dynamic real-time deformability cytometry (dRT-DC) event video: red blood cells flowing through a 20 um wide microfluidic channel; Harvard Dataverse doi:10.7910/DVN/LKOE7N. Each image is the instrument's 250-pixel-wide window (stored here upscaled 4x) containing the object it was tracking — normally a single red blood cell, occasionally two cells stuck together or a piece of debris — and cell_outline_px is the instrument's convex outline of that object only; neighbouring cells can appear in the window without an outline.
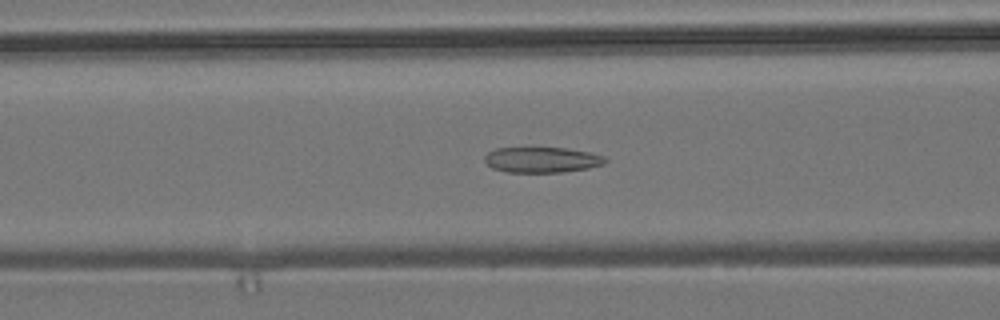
{"species": "common noctule bat (a hibernating species)", "species_latin": "Nyctalus noctula", "temperature_condition": "room temperature", "stored_images_in_passage": 55, "camera_frame_rate_fps": 3000, "um_per_image_px": 0.085, "animal": {"sex": "male", "body_mass_g": 19.2, "forearm_length_mm": 51.8}, "frame": {"image": 1, "passage_image": 22, "time_ms": 7.0, "image_size_px": [1000, 320], "cell_outline_px": [[608, 160], [604, 164], [588, 168], [564, 172], [504, 172], [492, 168], [484, 160], [484, 156], [488, 152], [496, 148], [524, 144], [568, 148], [588, 152], [604, 156]], "centroid_in_image_um": [46.0, 13.52], "position_along_channel_um": 120.6, "area_um2": 19.02}}
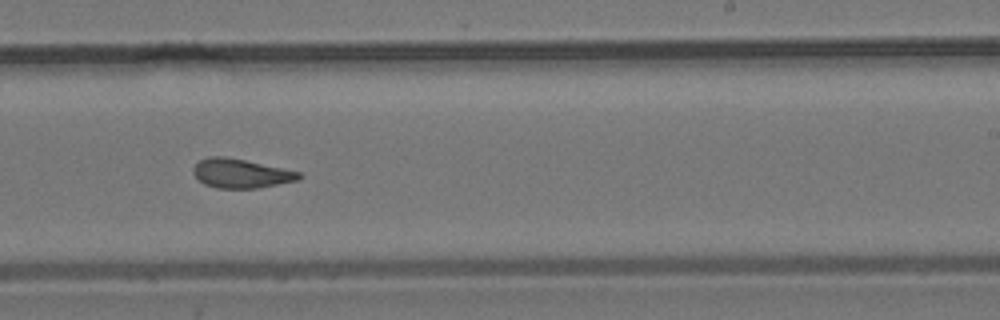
{"frame": {"image": 2, "passage_image": 34, "time_ms": 11.0, "image_size_px": [1000, 320], "cell_outline_px": [[304, 176], [300, 180], [256, 188], [216, 188], [204, 184], [192, 172], [192, 168], [200, 160], [208, 156], [224, 156], [244, 160], [300, 172]], "centroid_in_image_um": [20.48, 14.74], "position_along_channel_um": 268.5, "area_um2": 17.86}}
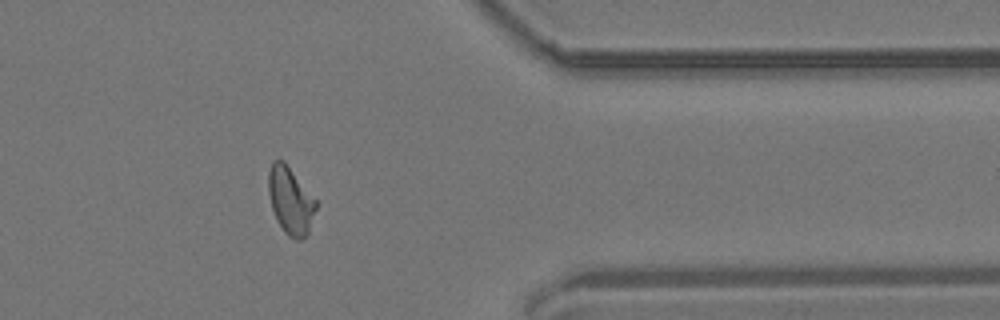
{"frame": {"image": 3, "passage_image": 45, "time_ms": 14.667, "image_size_px": [1000, 320], "cell_outline_px": [[316, 208], [308, 232], [300, 240], [296, 240], [288, 236], [284, 232], [276, 220], [272, 208], [268, 192], [268, 172], [272, 160], [284, 160], [316, 200]], "centroid_in_image_um": [24.66, 17.03], "position_along_channel_um": 386.7, "area_um2": 18.55}, "authors_computed_cell_mechanics": {"area_um2": 18.7272, "velocity_mm_per_s": 3.7018, "shape_relaxation_time_tau1_ms": null, "shape_relaxation_time_tau2_ms": 2.1767, "deformation_change_tau1": null, "deformation_change_tau2": 0.0922}}